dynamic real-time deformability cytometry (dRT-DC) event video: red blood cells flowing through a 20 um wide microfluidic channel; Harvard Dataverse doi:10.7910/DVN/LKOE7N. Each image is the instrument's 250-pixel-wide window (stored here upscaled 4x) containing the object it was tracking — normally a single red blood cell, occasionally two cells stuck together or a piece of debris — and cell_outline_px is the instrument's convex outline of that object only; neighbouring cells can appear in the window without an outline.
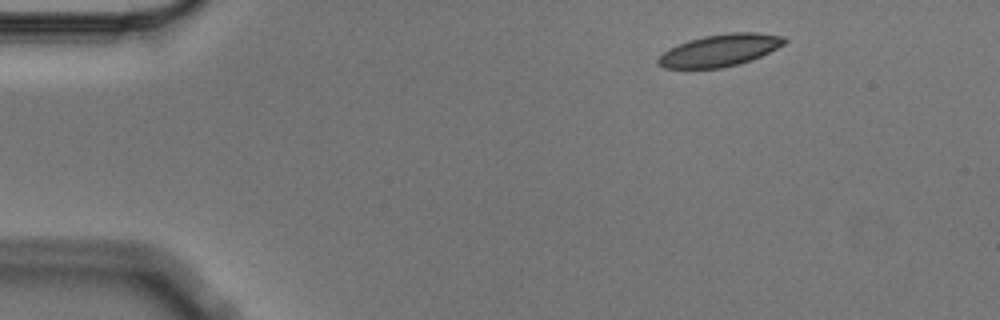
{"species": "Egyptian fruit bat (a non-hibernating species)", "species_latin": "Rousettus aegyptiacus", "temperature_condition": "cold", "stored_images_in_passage": 9, "camera_frame_rate_fps": 3000, "um_per_image_px": 0.085, "animal": {"sex": "male"}, "frame": {"image": 1, "passage_image": 1, "time_ms": 0.0, "image_size_px": [1000, 320], "cell_outline_px": [[788, 40], [784, 44], [752, 60], [740, 64], [720, 68], [664, 68], [656, 60], [668, 48], [688, 40], [704, 36], [732, 32], [756, 32], [784, 36]], "centroid_in_image_um": [61.2, 4.27], "position_along_channel_um": 23.8, "area_um2": 23.52}}
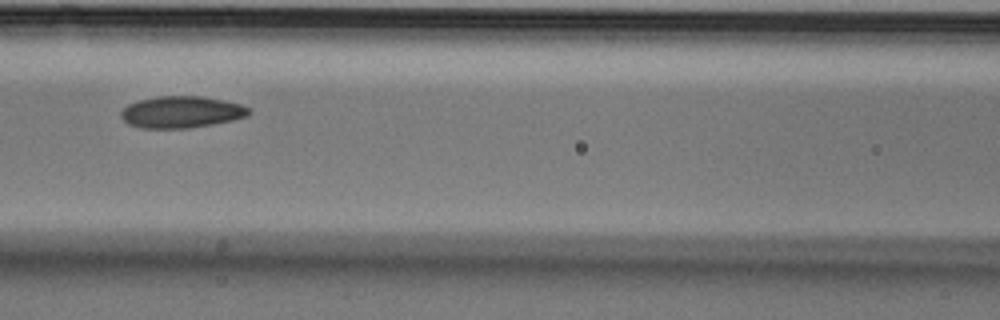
{"frame": {"image": 2, "passage_image": 6, "time_ms": 1.667, "image_size_px": [1000, 320], "cell_outline_px": [[252, 112], [248, 116], [232, 120], [192, 128], [140, 128], [128, 124], [120, 116], [120, 112], [128, 104], [136, 100], [156, 96], [200, 96], [224, 100], [240, 104], [248, 108]], "centroid_in_image_um": [15.4, 9.52], "position_along_channel_um": 151.2, "area_um2": 23.81}}
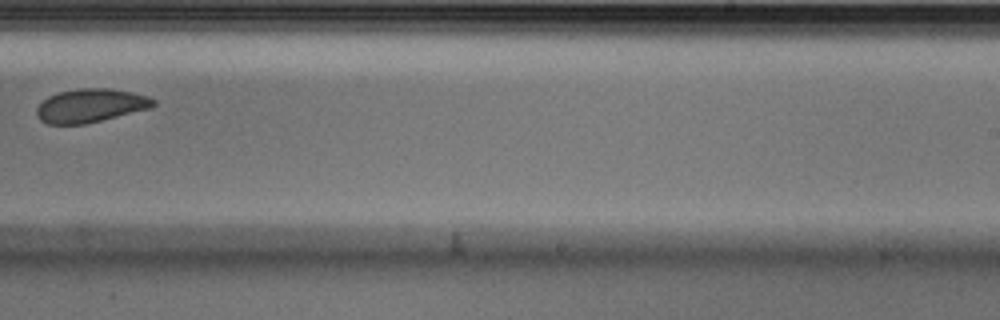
{"frame": {"image": 3, "passage_image": 9, "time_ms": 2.667, "image_size_px": [1000, 320], "cell_outline_px": [[156, 104], [152, 108], [84, 124], [48, 124], [40, 120], [36, 116], [36, 108], [48, 96], [60, 92], [76, 88], [108, 88], [132, 92], [148, 96], [156, 100]], "centroid_in_image_um": [7.71, 8.97], "position_along_channel_um": 281.3, "area_um2": 22.89}}